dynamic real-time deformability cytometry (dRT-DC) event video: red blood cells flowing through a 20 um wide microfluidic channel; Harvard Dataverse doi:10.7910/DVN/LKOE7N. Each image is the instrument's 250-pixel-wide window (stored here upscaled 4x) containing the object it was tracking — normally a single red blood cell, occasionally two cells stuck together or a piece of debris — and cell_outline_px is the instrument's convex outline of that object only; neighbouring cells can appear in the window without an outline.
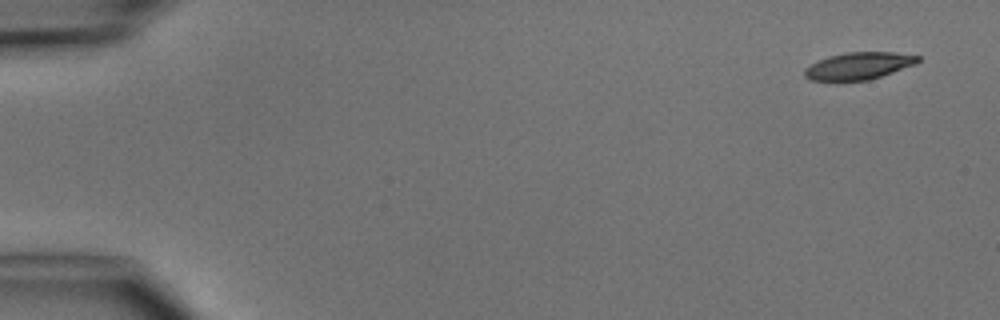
{"species": "common noctule bat (a hibernating species)", "species_latin": "Nyctalus noctula", "temperature_condition": "cold", "stored_images_in_passage": 8, "camera_frame_rate_fps": 3000, "um_per_image_px": 0.085, "animal": {"sex": "male", "body_mass_g": 15.6}, "frame": {"image": 1, "passage_image": 1, "time_ms": 0.0, "image_size_px": [1000, 320], "cell_outline_px": [[920, 60], [916, 64], [868, 80], [836, 84], [812, 80], [804, 76], [804, 68], [828, 56], [848, 52], [896, 52], [920, 56]], "centroid_in_image_um": [72.94, 5.64], "position_along_channel_um": 12.1, "area_um2": 18.5}}
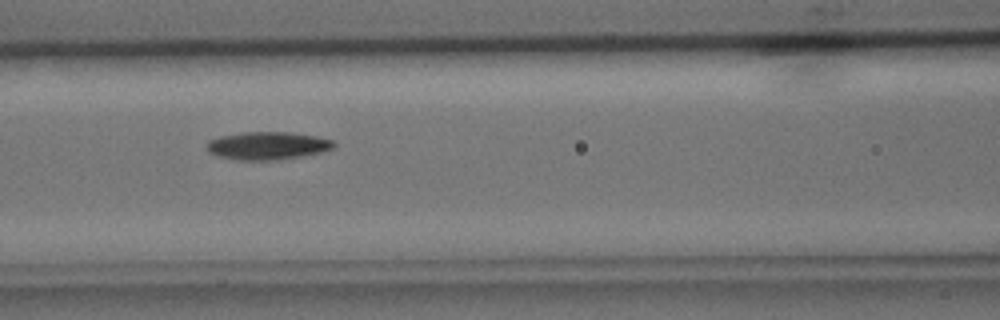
{"frame": {"image": 2, "passage_image": 6, "time_ms": 6.333, "image_size_px": [1000, 320], "cell_outline_px": [[336, 148], [324, 152], [276, 160], [240, 160], [220, 156], [208, 152], [208, 140], [220, 136], [244, 132], [292, 132], [316, 136], [332, 140], [336, 144]], "centroid_in_image_um": [22.8, 12.38], "position_along_channel_um": 143.8, "area_um2": 20.63}}
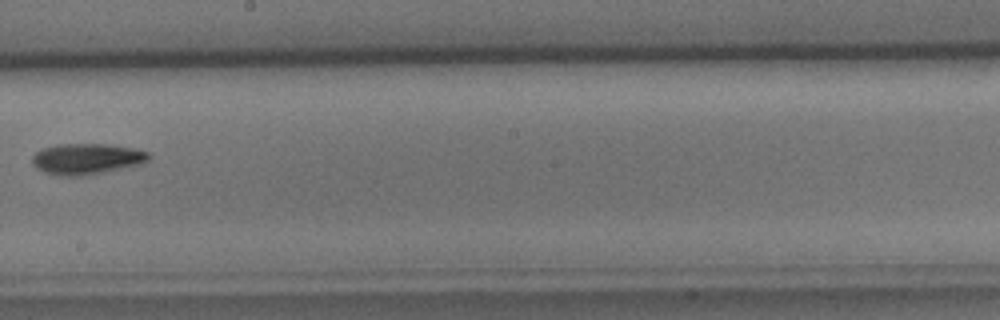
{"frame": {"image": 3, "passage_image": 8, "time_ms": 8.667, "image_size_px": [1000, 320], "cell_outline_px": [[152, 156], [148, 160], [140, 164], [84, 176], [64, 176], [44, 172], [36, 168], [32, 164], [32, 156], [40, 148], [60, 144], [108, 144], [136, 148], [152, 152]], "centroid_in_image_um": [7.39, 13.49], "position_along_channel_um": 240.8, "area_um2": 21.21}}